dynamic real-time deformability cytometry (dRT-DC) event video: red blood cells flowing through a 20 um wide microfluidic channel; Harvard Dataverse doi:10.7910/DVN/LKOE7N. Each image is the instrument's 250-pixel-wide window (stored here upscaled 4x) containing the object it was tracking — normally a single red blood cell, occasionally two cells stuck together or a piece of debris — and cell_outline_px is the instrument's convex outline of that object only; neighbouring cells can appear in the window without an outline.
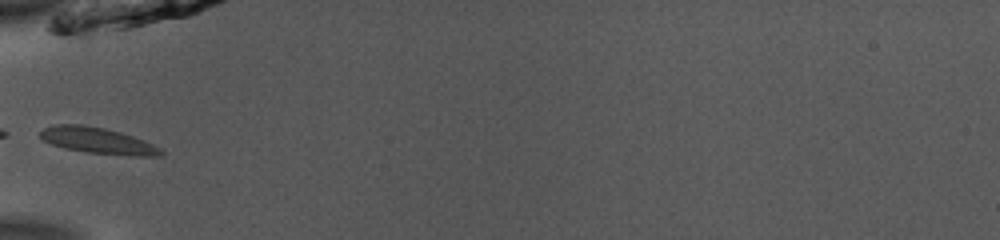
{"species": "common noctule bat (a hibernating species)", "species_latin": "Nyctalus noctula", "temperature_condition": "room temperature", "stored_images_in_passage": 13, "camera_frame_rate_fps": 3000, "um_per_image_px": 0.085, "animal": {"sex": "male", "body_mass_g": 13.0, "forearm_length_mm": 53.1}, "frame": {"image": 1, "passage_image": 1, "time_ms": 0.0, "image_size_px": [1000, 240], "cell_outline_px": [[164, 156], [132, 156], [88, 152], [64, 148], [52, 144], [44, 140], [40, 136], [40, 132], [44, 128], [52, 124], [84, 124], [104, 128], [120, 132], [144, 140], [160, 148], [164, 152]], "centroid_in_image_um": [8.32, 11.95], "position_along_channel_um": 76.7, "area_um2": 18.38}}
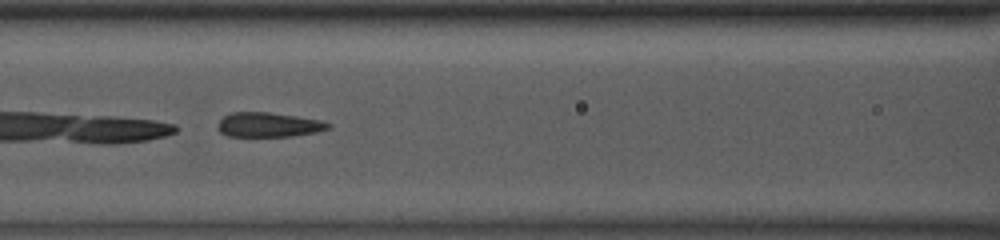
{"frame": {"image": 2, "passage_image": 6, "time_ms": 1.667, "image_size_px": [1000, 240], "cell_outline_px": [[332, 128], [316, 132], [292, 136], [228, 136], [220, 132], [216, 128], [216, 124], [224, 116], [232, 112], [268, 112], [296, 116], [320, 120], [332, 124]], "centroid_in_image_um": [22.82, 10.6], "position_along_channel_um": 143.8, "area_um2": 15.9}}